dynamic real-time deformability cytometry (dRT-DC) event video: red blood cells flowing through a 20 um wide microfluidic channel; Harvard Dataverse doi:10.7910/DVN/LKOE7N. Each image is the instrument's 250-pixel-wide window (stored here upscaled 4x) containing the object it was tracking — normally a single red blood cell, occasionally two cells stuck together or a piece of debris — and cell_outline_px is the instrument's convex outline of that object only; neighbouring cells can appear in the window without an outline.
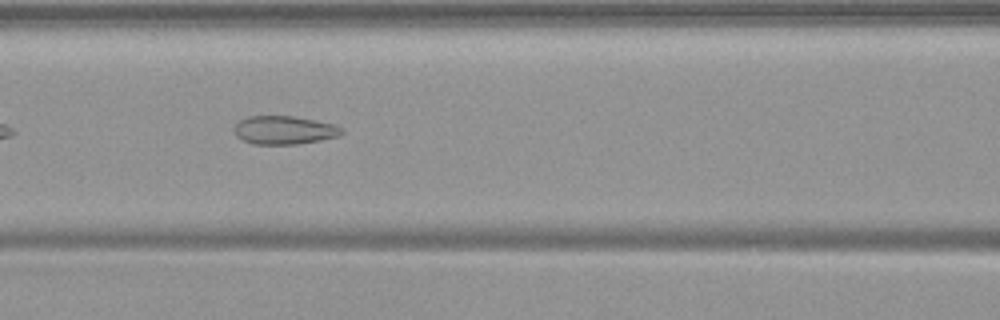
{"species": "common noctule bat (a hibernating species)", "species_latin": "Nyctalus noctula", "temperature_condition": "warm", "stored_images_in_passage": 39, "camera_frame_rate_fps": 3000, "um_per_image_px": 0.085, "animal": {"sex": "female", "body_mass_g": 19.9}, "frame": {"image": 1, "passage_image": 9, "time_ms": 2.667, "image_size_px": [1000, 320], "cell_outline_px": [[344, 132], [340, 136], [320, 140], [296, 144], [252, 144], [236, 136], [236, 124], [240, 120], [248, 116], [292, 116], [332, 124], [344, 128]], "centroid_in_image_um": [24.18, 11.06], "position_along_channel_um": 142.4, "area_um2": 17.57}}
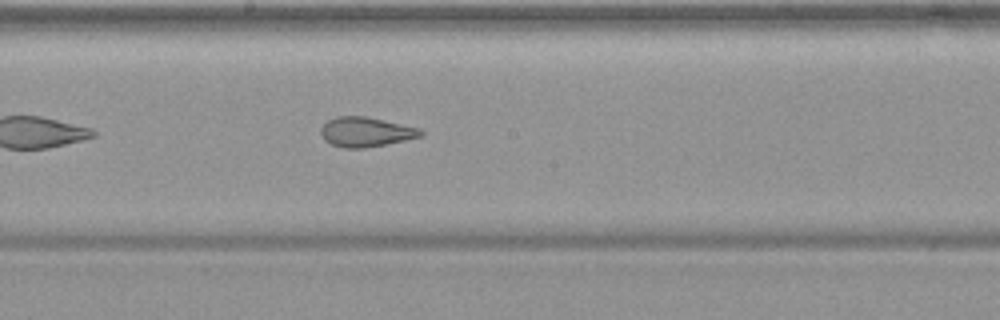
{"frame": {"image": 2, "passage_image": 15, "time_ms": 4.667, "image_size_px": [1000, 320], "cell_outline_px": [[424, 136], [364, 148], [344, 148], [332, 144], [324, 140], [320, 132], [320, 128], [328, 120], [336, 116], [364, 116], [420, 128], [424, 132]], "centroid_in_image_um": [31.08, 11.21], "position_along_channel_um": 217.1, "area_um2": 17.17}}
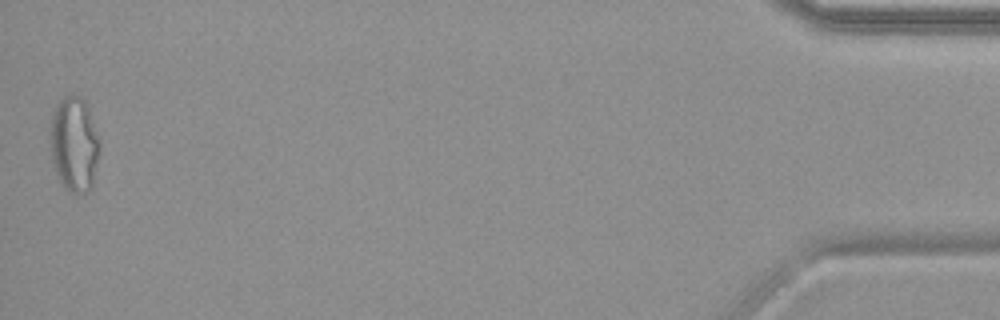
{"frame": {"image": 3, "passage_image": 39, "time_ms": 12.667, "image_size_px": [1000, 320], "cell_outline_px": [[100, 152], [92, 188], [84, 192], [72, 192], [64, 188], [52, 164], [52, 112], [56, 104], [64, 96], [80, 96], [84, 100], [100, 140]], "centroid_in_image_um": [6.34, 12.28], "position_along_channel_um": 428.9, "area_um2": 26.99}, "authors_computed_cell_mechanics": {"area_um2": 18.7272, "velocity_mm_per_s": 3.7453, "shape_relaxation_time_tau1_ms": null, "shape_relaxation_time_tau2_ms": 1.0852, "deformation_change_tau1": null, "deformation_change_tau2": 0.0868}}